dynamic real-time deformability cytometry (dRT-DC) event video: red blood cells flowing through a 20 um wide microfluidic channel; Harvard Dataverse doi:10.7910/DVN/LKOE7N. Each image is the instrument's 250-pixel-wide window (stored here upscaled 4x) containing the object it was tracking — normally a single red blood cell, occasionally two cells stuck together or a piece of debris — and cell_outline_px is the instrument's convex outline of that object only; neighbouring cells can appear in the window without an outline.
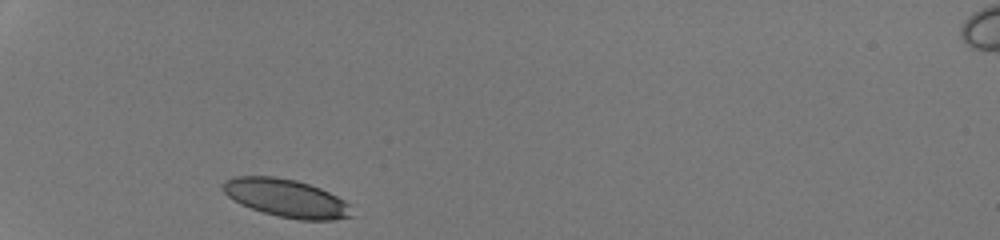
{"species": "human", "species_latin": "Homo sapiens", "temperature_condition": "room temperature", "stored_images_in_passage": 28, "camera_frame_rate_fps": 3000, "um_per_image_px": 0.085, "donor": {"sex": "male"}, "frame": {"image": 1, "passage_image": 1, "time_ms": 0.0, "image_size_px": [1000, 240], "cell_outline_px": [[356, 216], [332, 220], [300, 220], [280, 216], [264, 212], [240, 204], [232, 200], [220, 188], [224, 180], [236, 176], [272, 176], [296, 180], [320, 188], [344, 200], [348, 204]], "centroid_in_image_um": [24.32, 16.84], "position_along_channel_um": 60.7, "area_um2": 28.55}}
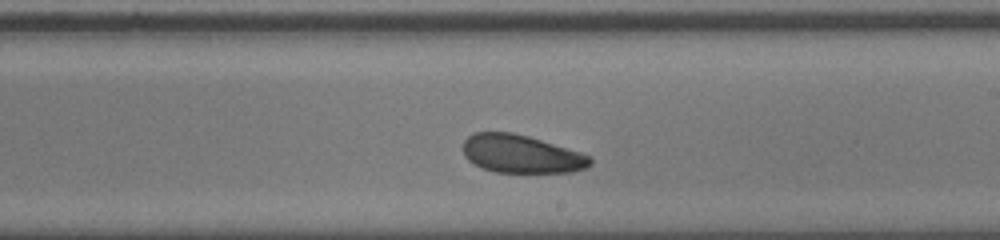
{"frame": {"image": 2, "passage_image": 16, "time_ms": 5.0, "image_size_px": [1000, 240], "cell_outline_px": [[592, 164], [588, 168], [572, 172], [496, 172], [484, 168], [468, 160], [464, 156], [464, 140], [472, 132], [512, 132], [528, 136], [580, 152], [592, 156]], "centroid_in_image_um": [44.33, 13.08], "position_along_channel_um": 244.7, "area_um2": 28.21}}
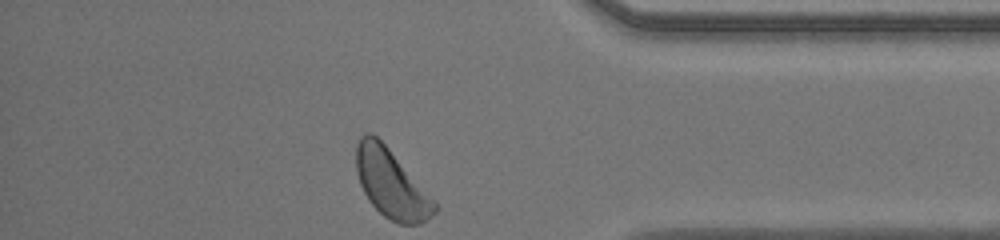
{"frame": {"image": 3, "passage_image": 28, "time_ms": 9.0, "image_size_px": [1000, 240], "cell_outline_px": [[436, 212], [428, 220], [420, 224], [400, 224], [384, 216], [368, 200], [360, 184], [356, 172], [356, 144], [360, 136], [364, 132], [372, 132], [388, 148], [436, 204]], "centroid_in_image_um": [33.2, 15.61], "position_along_channel_um": 402.0, "area_um2": 30.63}, "authors_computed_cell_mechanics": {"area_um2": 29.2179, "velocity_mm_per_s": 4.2208, "shape_relaxation_time_tau1_ms": 1.5146, "shape_relaxation_time_tau2_ms": 5.1976, "deformation_change_tau1": 0.0598, "deformation_change_tau2": 0.1245}}